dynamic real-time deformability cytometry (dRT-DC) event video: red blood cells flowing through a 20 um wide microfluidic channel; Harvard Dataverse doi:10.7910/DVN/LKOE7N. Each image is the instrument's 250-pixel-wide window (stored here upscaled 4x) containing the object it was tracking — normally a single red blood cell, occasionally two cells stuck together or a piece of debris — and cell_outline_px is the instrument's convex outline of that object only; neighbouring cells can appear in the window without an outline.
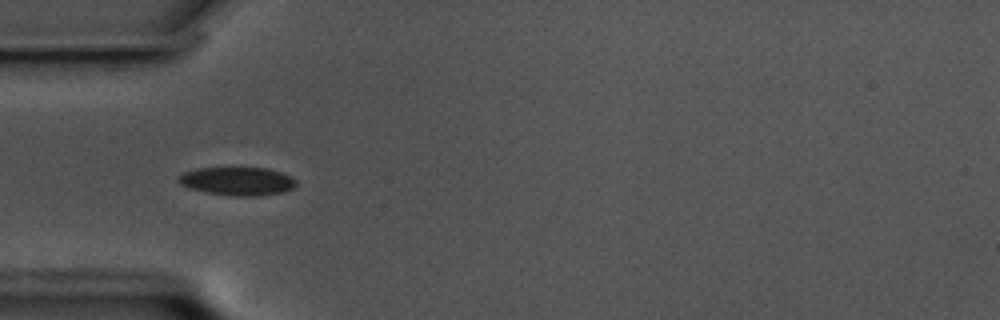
{"species": "common noctule bat (a hibernating species)", "species_latin": "Nyctalus noctula", "temperature_condition": "cold", "stored_images_in_passage": 41, "camera_frame_rate_fps": 3000, "um_per_image_px": 0.085, "animal": {"sex": "male", "body_mass_g": 17.5, "forearm_length_mm": 52.3}, "frame": {"image": 1, "passage_image": 1, "time_ms": 0.0, "image_size_px": [1000, 320], "cell_outline_px": [[296, 184], [292, 188], [284, 192], [260, 196], [236, 196], [204, 192], [188, 188], [180, 184], [176, 180], [184, 172], [196, 168], [268, 168], [292, 176], [296, 180]], "centroid_in_image_um": [20.18, 15.4], "position_along_channel_um": 64.8, "area_um2": 19.54}}
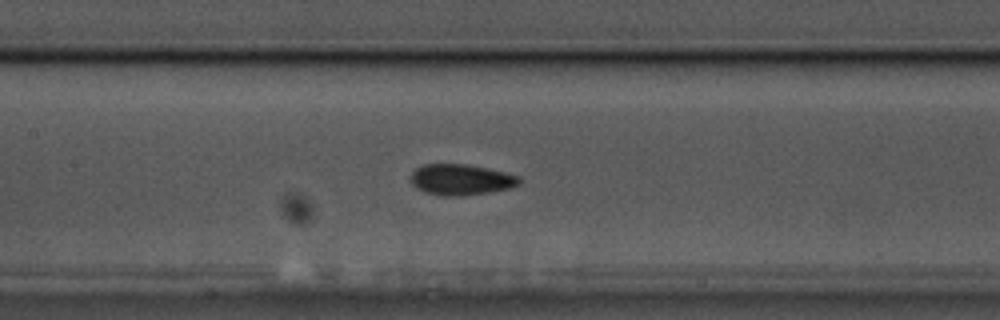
{"frame": {"image": 2, "passage_image": 10, "time_ms": 3.0, "image_size_px": [1000, 320], "cell_outline_px": [[520, 184], [508, 188], [488, 192], [456, 196], [440, 196], [424, 192], [412, 184], [412, 172], [416, 168], [424, 164], [464, 164], [504, 172], [520, 176]], "centroid_in_image_um": [39.16, 15.27], "position_along_channel_um": 168.2, "area_um2": 19.25}}
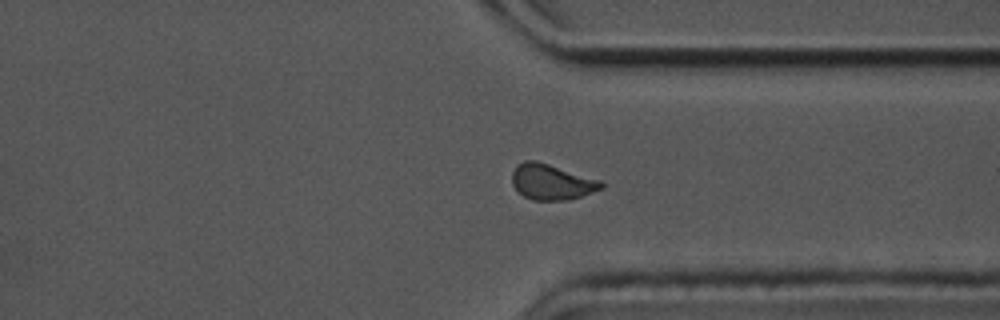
{"frame": {"image": 3, "passage_image": 27, "time_ms": 8.667, "image_size_px": [1000, 320], "cell_outline_px": [[604, 188], [568, 200], [532, 200], [524, 196], [512, 184], [512, 172], [516, 164], [524, 160], [536, 160], [600, 180], [604, 184]], "centroid_in_image_um": [46.87, 15.45], "position_along_channel_um": 364.5, "area_um2": 18.44}, "authors_computed_cell_mechanics": {"area_um2": 18.4382, "velocity_mm_per_s": 3.4676, "shape_relaxation_time_tau1_ms": 6.4605, "shape_relaxation_time_tau2_ms": 1.4574, "deformation_change_tau1": 0.1069, "deformation_change_tau2": 0.0569}}